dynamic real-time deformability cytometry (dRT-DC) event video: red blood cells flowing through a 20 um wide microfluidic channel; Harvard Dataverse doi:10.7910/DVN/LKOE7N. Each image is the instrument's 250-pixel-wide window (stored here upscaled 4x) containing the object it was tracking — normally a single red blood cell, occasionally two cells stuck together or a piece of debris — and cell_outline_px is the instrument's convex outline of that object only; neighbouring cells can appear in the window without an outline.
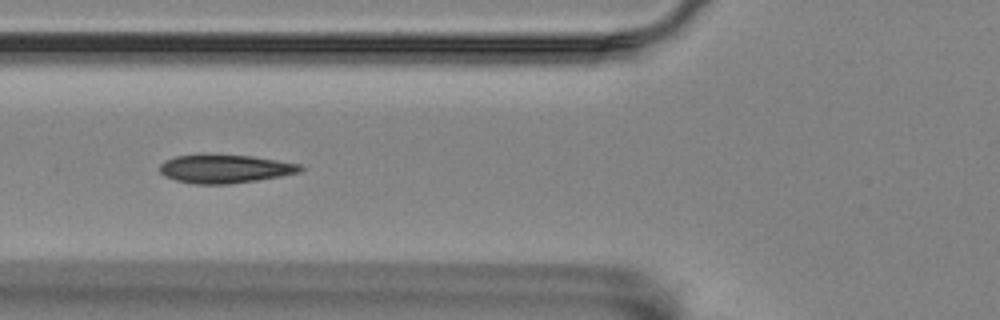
{"species": "Egyptian fruit bat (a non-hibernating species)", "species_latin": "Rousettus aegyptiacus", "temperature_condition": "room temperature", "stored_images_in_passage": 8, "camera_frame_rate_fps": 3000, "um_per_image_px": 0.085, "animal": {"sex": "female"}, "frame": {"image": 1, "passage_image": 5, "time_ms": 1.333, "image_size_px": [1000, 320], "cell_outline_px": [[304, 168], [300, 172], [280, 176], [256, 180], [228, 184], [196, 184], [176, 180], [164, 176], [160, 172], [160, 164], [164, 160], [176, 156], [252, 156], [300, 164]], "centroid_in_image_um": [19.12, 14.37], "position_along_channel_um": 106.7, "area_um2": 22.72}}
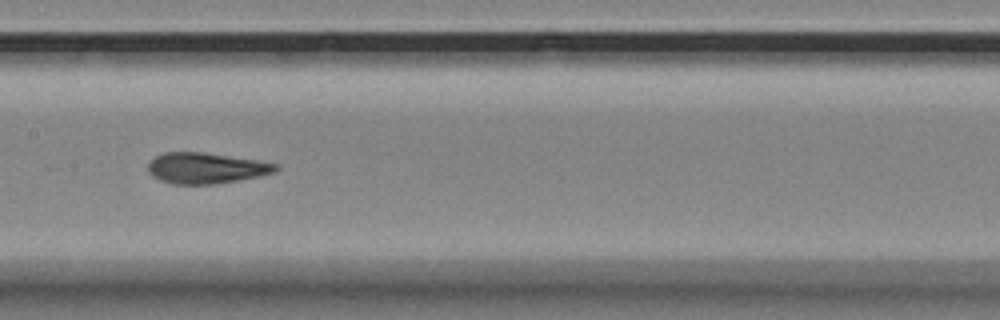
{"frame": {"image": 2, "passage_image": 7, "time_ms": 2.0, "image_size_px": [1000, 320], "cell_outline_px": [[280, 168], [276, 172], [260, 176], [212, 184], [172, 184], [160, 180], [152, 176], [148, 172], [148, 164], [156, 156], [164, 152], [200, 152], [256, 160], [280, 164]], "centroid_in_image_um": [17.52, 14.29], "position_along_channel_um": 189.9, "area_um2": 22.83}}
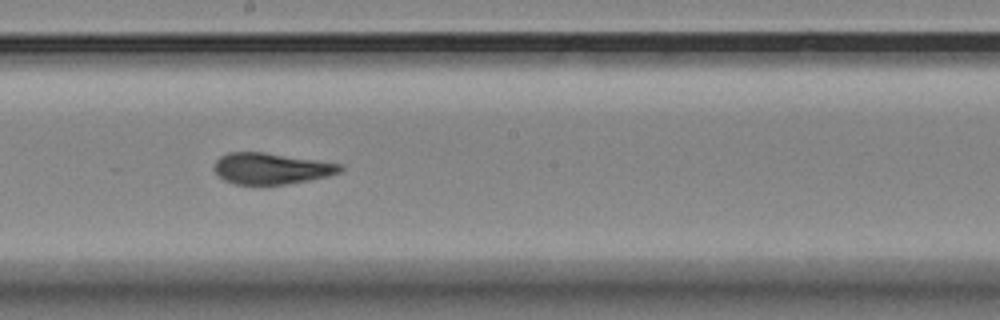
{"frame": {"image": 3, "passage_image": 8, "time_ms": 2.333, "image_size_px": [1000, 320], "cell_outline_px": [[344, 168], [340, 172], [328, 176], [288, 184], [236, 184], [224, 180], [212, 168], [216, 160], [220, 156], [228, 152], [264, 152], [344, 164]], "centroid_in_image_um": [23.06, 14.31], "position_along_channel_um": 225.1, "area_um2": 22.95}}